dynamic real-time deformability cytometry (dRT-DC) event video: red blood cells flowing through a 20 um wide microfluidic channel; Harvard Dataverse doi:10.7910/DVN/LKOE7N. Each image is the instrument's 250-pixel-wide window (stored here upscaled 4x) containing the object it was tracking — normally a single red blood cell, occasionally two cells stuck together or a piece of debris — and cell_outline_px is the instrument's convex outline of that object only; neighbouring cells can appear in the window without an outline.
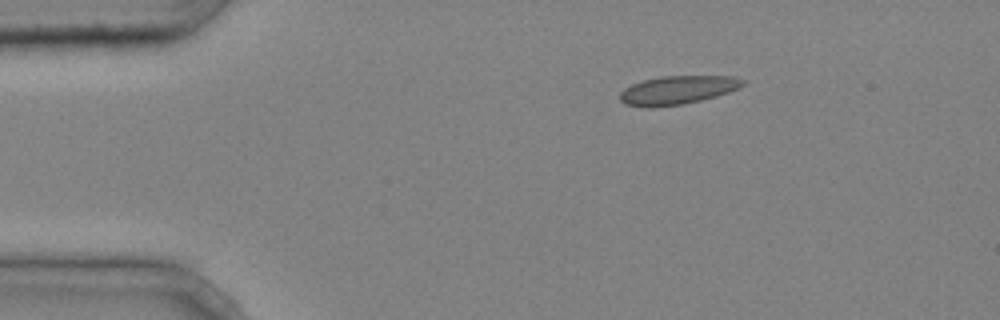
{"species": "common noctule bat (a hibernating species)", "species_latin": "Nyctalus noctula", "temperature_condition": "cold", "stored_images_in_passage": 4, "camera_frame_rate_fps": 3000, "um_per_image_px": 0.085, "animal": {"sex": "male", "body_mass_g": 20.4}, "frame": {"image": 1, "passage_image": 1, "time_ms": 0.0, "image_size_px": [1000, 320], "cell_outline_px": [[744, 84], [728, 92], [716, 96], [684, 104], [652, 108], [644, 108], [624, 104], [620, 100], [620, 92], [624, 88], [632, 84], [644, 80], [660, 76], [732, 76], [744, 80]], "centroid_in_image_um": [57.52, 7.67], "position_along_channel_um": 27.5, "area_um2": 20.46}}
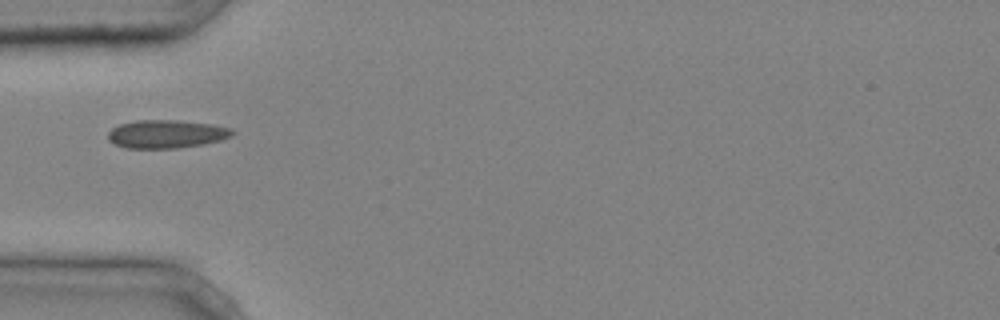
{"frame": {"image": 2, "passage_image": 3, "time_ms": 0.667, "image_size_px": [1000, 320], "cell_outline_px": [[236, 132], [232, 136], [220, 140], [204, 144], [176, 148], [124, 148], [108, 140], [108, 132], [112, 128], [120, 124], [136, 120], [176, 120], [212, 124], [232, 128]], "centroid_in_image_um": [14.16, 11.39], "position_along_channel_um": 70.8, "area_um2": 20.52}}